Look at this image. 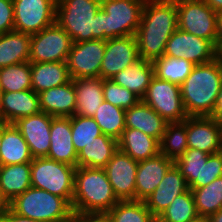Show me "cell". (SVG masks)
Masks as SVG:
<instances>
[{
	"mask_svg": "<svg viewBox=\"0 0 222 222\" xmlns=\"http://www.w3.org/2000/svg\"><path fill=\"white\" fill-rule=\"evenodd\" d=\"M103 96L105 101L122 109L131 108L141 100L136 94L118 85L112 79H103Z\"/></svg>",
	"mask_w": 222,
	"mask_h": 222,
	"instance_id": "cell-41",
	"label": "cell"
},
{
	"mask_svg": "<svg viewBox=\"0 0 222 222\" xmlns=\"http://www.w3.org/2000/svg\"><path fill=\"white\" fill-rule=\"evenodd\" d=\"M141 100L167 122H181L188 117L183 105L180 86L169 81L154 76Z\"/></svg>",
	"mask_w": 222,
	"mask_h": 222,
	"instance_id": "cell-10",
	"label": "cell"
},
{
	"mask_svg": "<svg viewBox=\"0 0 222 222\" xmlns=\"http://www.w3.org/2000/svg\"><path fill=\"white\" fill-rule=\"evenodd\" d=\"M146 0H101L105 11L104 41L135 36Z\"/></svg>",
	"mask_w": 222,
	"mask_h": 222,
	"instance_id": "cell-7",
	"label": "cell"
},
{
	"mask_svg": "<svg viewBox=\"0 0 222 222\" xmlns=\"http://www.w3.org/2000/svg\"><path fill=\"white\" fill-rule=\"evenodd\" d=\"M14 30V6L12 0H0V34Z\"/></svg>",
	"mask_w": 222,
	"mask_h": 222,
	"instance_id": "cell-43",
	"label": "cell"
},
{
	"mask_svg": "<svg viewBox=\"0 0 222 222\" xmlns=\"http://www.w3.org/2000/svg\"><path fill=\"white\" fill-rule=\"evenodd\" d=\"M31 163L0 165V193L9 203L31 187Z\"/></svg>",
	"mask_w": 222,
	"mask_h": 222,
	"instance_id": "cell-28",
	"label": "cell"
},
{
	"mask_svg": "<svg viewBox=\"0 0 222 222\" xmlns=\"http://www.w3.org/2000/svg\"><path fill=\"white\" fill-rule=\"evenodd\" d=\"M164 55L184 58L195 65H200L218 58L219 50L210 40L177 28L166 43Z\"/></svg>",
	"mask_w": 222,
	"mask_h": 222,
	"instance_id": "cell-12",
	"label": "cell"
},
{
	"mask_svg": "<svg viewBox=\"0 0 222 222\" xmlns=\"http://www.w3.org/2000/svg\"><path fill=\"white\" fill-rule=\"evenodd\" d=\"M209 222H222V209L208 218Z\"/></svg>",
	"mask_w": 222,
	"mask_h": 222,
	"instance_id": "cell-51",
	"label": "cell"
},
{
	"mask_svg": "<svg viewBox=\"0 0 222 222\" xmlns=\"http://www.w3.org/2000/svg\"><path fill=\"white\" fill-rule=\"evenodd\" d=\"M71 80L66 61L31 63L32 90L36 94Z\"/></svg>",
	"mask_w": 222,
	"mask_h": 222,
	"instance_id": "cell-26",
	"label": "cell"
},
{
	"mask_svg": "<svg viewBox=\"0 0 222 222\" xmlns=\"http://www.w3.org/2000/svg\"><path fill=\"white\" fill-rule=\"evenodd\" d=\"M14 30L35 34L56 22L57 0H12Z\"/></svg>",
	"mask_w": 222,
	"mask_h": 222,
	"instance_id": "cell-11",
	"label": "cell"
},
{
	"mask_svg": "<svg viewBox=\"0 0 222 222\" xmlns=\"http://www.w3.org/2000/svg\"><path fill=\"white\" fill-rule=\"evenodd\" d=\"M160 153L175 162L188 149L186 119L181 122H168L159 142Z\"/></svg>",
	"mask_w": 222,
	"mask_h": 222,
	"instance_id": "cell-32",
	"label": "cell"
},
{
	"mask_svg": "<svg viewBox=\"0 0 222 222\" xmlns=\"http://www.w3.org/2000/svg\"><path fill=\"white\" fill-rule=\"evenodd\" d=\"M167 123L164 118L142 100L131 108L125 109L126 128L140 130L159 142L165 132Z\"/></svg>",
	"mask_w": 222,
	"mask_h": 222,
	"instance_id": "cell-23",
	"label": "cell"
},
{
	"mask_svg": "<svg viewBox=\"0 0 222 222\" xmlns=\"http://www.w3.org/2000/svg\"><path fill=\"white\" fill-rule=\"evenodd\" d=\"M207 5L215 12L222 11V0H205Z\"/></svg>",
	"mask_w": 222,
	"mask_h": 222,
	"instance_id": "cell-49",
	"label": "cell"
},
{
	"mask_svg": "<svg viewBox=\"0 0 222 222\" xmlns=\"http://www.w3.org/2000/svg\"><path fill=\"white\" fill-rule=\"evenodd\" d=\"M176 7L180 30L210 40L217 47V12L205 0H176Z\"/></svg>",
	"mask_w": 222,
	"mask_h": 222,
	"instance_id": "cell-8",
	"label": "cell"
},
{
	"mask_svg": "<svg viewBox=\"0 0 222 222\" xmlns=\"http://www.w3.org/2000/svg\"><path fill=\"white\" fill-rule=\"evenodd\" d=\"M39 94L32 89L4 92L1 104V121L13 124L18 119L39 113Z\"/></svg>",
	"mask_w": 222,
	"mask_h": 222,
	"instance_id": "cell-22",
	"label": "cell"
},
{
	"mask_svg": "<svg viewBox=\"0 0 222 222\" xmlns=\"http://www.w3.org/2000/svg\"><path fill=\"white\" fill-rule=\"evenodd\" d=\"M153 77L154 67L152 62L140 58L129 67L114 75L111 79L142 99Z\"/></svg>",
	"mask_w": 222,
	"mask_h": 222,
	"instance_id": "cell-30",
	"label": "cell"
},
{
	"mask_svg": "<svg viewBox=\"0 0 222 222\" xmlns=\"http://www.w3.org/2000/svg\"><path fill=\"white\" fill-rule=\"evenodd\" d=\"M105 11L100 8L97 12V40H104Z\"/></svg>",
	"mask_w": 222,
	"mask_h": 222,
	"instance_id": "cell-46",
	"label": "cell"
},
{
	"mask_svg": "<svg viewBox=\"0 0 222 222\" xmlns=\"http://www.w3.org/2000/svg\"><path fill=\"white\" fill-rule=\"evenodd\" d=\"M0 222H41V221L22 217L14 213L10 208H8L5 215L0 220Z\"/></svg>",
	"mask_w": 222,
	"mask_h": 222,
	"instance_id": "cell-45",
	"label": "cell"
},
{
	"mask_svg": "<svg viewBox=\"0 0 222 222\" xmlns=\"http://www.w3.org/2000/svg\"><path fill=\"white\" fill-rule=\"evenodd\" d=\"M198 216L192 191L188 189L175 197L170 205L156 219V222H189Z\"/></svg>",
	"mask_w": 222,
	"mask_h": 222,
	"instance_id": "cell-38",
	"label": "cell"
},
{
	"mask_svg": "<svg viewBox=\"0 0 222 222\" xmlns=\"http://www.w3.org/2000/svg\"><path fill=\"white\" fill-rule=\"evenodd\" d=\"M118 201L103 168L76 167L73 213H107Z\"/></svg>",
	"mask_w": 222,
	"mask_h": 222,
	"instance_id": "cell-3",
	"label": "cell"
},
{
	"mask_svg": "<svg viewBox=\"0 0 222 222\" xmlns=\"http://www.w3.org/2000/svg\"><path fill=\"white\" fill-rule=\"evenodd\" d=\"M8 208L9 203L1 196L0 193V220L3 218Z\"/></svg>",
	"mask_w": 222,
	"mask_h": 222,
	"instance_id": "cell-50",
	"label": "cell"
},
{
	"mask_svg": "<svg viewBox=\"0 0 222 222\" xmlns=\"http://www.w3.org/2000/svg\"><path fill=\"white\" fill-rule=\"evenodd\" d=\"M74 222H111L107 213L83 212L74 213Z\"/></svg>",
	"mask_w": 222,
	"mask_h": 222,
	"instance_id": "cell-44",
	"label": "cell"
},
{
	"mask_svg": "<svg viewBox=\"0 0 222 222\" xmlns=\"http://www.w3.org/2000/svg\"><path fill=\"white\" fill-rule=\"evenodd\" d=\"M51 144L46 158L77 167V152L74 149L71 117H52Z\"/></svg>",
	"mask_w": 222,
	"mask_h": 222,
	"instance_id": "cell-20",
	"label": "cell"
},
{
	"mask_svg": "<svg viewBox=\"0 0 222 222\" xmlns=\"http://www.w3.org/2000/svg\"><path fill=\"white\" fill-rule=\"evenodd\" d=\"M105 47L104 40L73 42L66 59L71 79L100 77Z\"/></svg>",
	"mask_w": 222,
	"mask_h": 222,
	"instance_id": "cell-13",
	"label": "cell"
},
{
	"mask_svg": "<svg viewBox=\"0 0 222 222\" xmlns=\"http://www.w3.org/2000/svg\"><path fill=\"white\" fill-rule=\"evenodd\" d=\"M32 160L33 156L21 132L14 124L2 122L0 165L31 163Z\"/></svg>",
	"mask_w": 222,
	"mask_h": 222,
	"instance_id": "cell-24",
	"label": "cell"
},
{
	"mask_svg": "<svg viewBox=\"0 0 222 222\" xmlns=\"http://www.w3.org/2000/svg\"><path fill=\"white\" fill-rule=\"evenodd\" d=\"M186 134L188 148L209 155L222 151V124L210 116L187 117Z\"/></svg>",
	"mask_w": 222,
	"mask_h": 222,
	"instance_id": "cell-16",
	"label": "cell"
},
{
	"mask_svg": "<svg viewBox=\"0 0 222 222\" xmlns=\"http://www.w3.org/2000/svg\"><path fill=\"white\" fill-rule=\"evenodd\" d=\"M73 146L77 154L96 137L102 135L99 125L93 117L73 115L71 117Z\"/></svg>",
	"mask_w": 222,
	"mask_h": 222,
	"instance_id": "cell-40",
	"label": "cell"
},
{
	"mask_svg": "<svg viewBox=\"0 0 222 222\" xmlns=\"http://www.w3.org/2000/svg\"><path fill=\"white\" fill-rule=\"evenodd\" d=\"M40 110L52 117H72L75 115L76 93L73 79L39 93Z\"/></svg>",
	"mask_w": 222,
	"mask_h": 222,
	"instance_id": "cell-21",
	"label": "cell"
},
{
	"mask_svg": "<svg viewBox=\"0 0 222 222\" xmlns=\"http://www.w3.org/2000/svg\"><path fill=\"white\" fill-rule=\"evenodd\" d=\"M139 59L138 44L135 36L107 39L100 77L102 79H111Z\"/></svg>",
	"mask_w": 222,
	"mask_h": 222,
	"instance_id": "cell-15",
	"label": "cell"
},
{
	"mask_svg": "<svg viewBox=\"0 0 222 222\" xmlns=\"http://www.w3.org/2000/svg\"><path fill=\"white\" fill-rule=\"evenodd\" d=\"M118 149L138 162L160 153L157 139L133 128H125L118 140Z\"/></svg>",
	"mask_w": 222,
	"mask_h": 222,
	"instance_id": "cell-27",
	"label": "cell"
},
{
	"mask_svg": "<svg viewBox=\"0 0 222 222\" xmlns=\"http://www.w3.org/2000/svg\"><path fill=\"white\" fill-rule=\"evenodd\" d=\"M76 93L75 114L85 117H94L97 109L104 101L103 79L81 78L73 79Z\"/></svg>",
	"mask_w": 222,
	"mask_h": 222,
	"instance_id": "cell-25",
	"label": "cell"
},
{
	"mask_svg": "<svg viewBox=\"0 0 222 222\" xmlns=\"http://www.w3.org/2000/svg\"><path fill=\"white\" fill-rule=\"evenodd\" d=\"M52 116L40 111L14 122L29 146L33 158L47 157L51 144L50 127Z\"/></svg>",
	"mask_w": 222,
	"mask_h": 222,
	"instance_id": "cell-17",
	"label": "cell"
},
{
	"mask_svg": "<svg viewBox=\"0 0 222 222\" xmlns=\"http://www.w3.org/2000/svg\"><path fill=\"white\" fill-rule=\"evenodd\" d=\"M219 57H220L221 60H222V48L219 50Z\"/></svg>",
	"mask_w": 222,
	"mask_h": 222,
	"instance_id": "cell-56",
	"label": "cell"
},
{
	"mask_svg": "<svg viewBox=\"0 0 222 222\" xmlns=\"http://www.w3.org/2000/svg\"><path fill=\"white\" fill-rule=\"evenodd\" d=\"M62 222H74V214L71 218L65 220V221H62Z\"/></svg>",
	"mask_w": 222,
	"mask_h": 222,
	"instance_id": "cell-55",
	"label": "cell"
},
{
	"mask_svg": "<svg viewBox=\"0 0 222 222\" xmlns=\"http://www.w3.org/2000/svg\"><path fill=\"white\" fill-rule=\"evenodd\" d=\"M118 150V141L100 135L77 154V167L104 168Z\"/></svg>",
	"mask_w": 222,
	"mask_h": 222,
	"instance_id": "cell-31",
	"label": "cell"
},
{
	"mask_svg": "<svg viewBox=\"0 0 222 222\" xmlns=\"http://www.w3.org/2000/svg\"><path fill=\"white\" fill-rule=\"evenodd\" d=\"M177 28L176 0H146L135 34L139 57L150 62L162 57L167 41Z\"/></svg>",
	"mask_w": 222,
	"mask_h": 222,
	"instance_id": "cell-1",
	"label": "cell"
},
{
	"mask_svg": "<svg viewBox=\"0 0 222 222\" xmlns=\"http://www.w3.org/2000/svg\"><path fill=\"white\" fill-rule=\"evenodd\" d=\"M107 214L111 222H156L144 201H118Z\"/></svg>",
	"mask_w": 222,
	"mask_h": 222,
	"instance_id": "cell-36",
	"label": "cell"
},
{
	"mask_svg": "<svg viewBox=\"0 0 222 222\" xmlns=\"http://www.w3.org/2000/svg\"><path fill=\"white\" fill-rule=\"evenodd\" d=\"M188 189L185 178L174 164L167 171L154 192L144 202L147 209L157 219L175 197L183 194Z\"/></svg>",
	"mask_w": 222,
	"mask_h": 222,
	"instance_id": "cell-19",
	"label": "cell"
},
{
	"mask_svg": "<svg viewBox=\"0 0 222 222\" xmlns=\"http://www.w3.org/2000/svg\"><path fill=\"white\" fill-rule=\"evenodd\" d=\"M1 143H2V121H0V149H1Z\"/></svg>",
	"mask_w": 222,
	"mask_h": 222,
	"instance_id": "cell-54",
	"label": "cell"
},
{
	"mask_svg": "<svg viewBox=\"0 0 222 222\" xmlns=\"http://www.w3.org/2000/svg\"><path fill=\"white\" fill-rule=\"evenodd\" d=\"M222 176V151L210 154L200 170V188Z\"/></svg>",
	"mask_w": 222,
	"mask_h": 222,
	"instance_id": "cell-42",
	"label": "cell"
},
{
	"mask_svg": "<svg viewBox=\"0 0 222 222\" xmlns=\"http://www.w3.org/2000/svg\"><path fill=\"white\" fill-rule=\"evenodd\" d=\"M101 0H57L56 22L73 42L97 39V12Z\"/></svg>",
	"mask_w": 222,
	"mask_h": 222,
	"instance_id": "cell-5",
	"label": "cell"
},
{
	"mask_svg": "<svg viewBox=\"0 0 222 222\" xmlns=\"http://www.w3.org/2000/svg\"><path fill=\"white\" fill-rule=\"evenodd\" d=\"M198 216L209 218L222 209V176L207 186L192 189Z\"/></svg>",
	"mask_w": 222,
	"mask_h": 222,
	"instance_id": "cell-34",
	"label": "cell"
},
{
	"mask_svg": "<svg viewBox=\"0 0 222 222\" xmlns=\"http://www.w3.org/2000/svg\"><path fill=\"white\" fill-rule=\"evenodd\" d=\"M9 208L17 215L41 222H62L74 214L64 198L36 187L17 195L9 202Z\"/></svg>",
	"mask_w": 222,
	"mask_h": 222,
	"instance_id": "cell-4",
	"label": "cell"
},
{
	"mask_svg": "<svg viewBox=\"0 0 222 222\" xmlns=\"http://www.w3.org/2000/svg\"><path fill=\"white\" fill-rule=\"evenodd\" d=\"M76 167L55 160L33 158L31 161V187H36L64 198L72 205L74 173Z\"/></svg>",
	"mask_w": 222,
	"mask_h": 222,
	"instance_id": "cell-6",
	"label": "cell"
},
{
	"mask_svg": "<svg viewBox=\"0 0 222 222\" xmlns=\"http://www.w3.org/2000/svg\"><path fill=\"white\" fill-rule=\"evenodd\" d=\"M0 88L3 92L32 89L31 63L28 61L0 68Z\"/></svg>",
	"mask_w": 222,
	"mask_h": 222,
	"instance_id": "cell-37",
	"label": "cell"
},
{
	"mask_svg": "<svg viewBox=\"0 0 222 222\" xmlns=\"http://www.w3.org/2000/svg\"><path fill=\"white\" fill-rule=\"evenodd\" d=\"M3 91L2 89L0 88V121H1V104H2V98H3Z\"/></svg>",
	"mask_w": 222,
	"mask_h": 222,
	"instance_id": "cell-53",
	"label": "cell"
},
{
	"mask_svg": "<svg viewBox=\"0 0 222 222\" xmlns=\"http://www.w3.org/2000/svg\"><path fill=\"white\" fill-rule=\"evenodd\" d=\"M209 154L198 149L188 148L174 164L180 170L190 190L200 188V170L207 162Z\"/></svg>",
	"mask_w": 222,
	"mask_h": 222,
	"instance_id": "cell-39",
	"label": "cell"
},
{
	"mask_svg": "<svg viewBox=\"0 0 222 222\" xmlns=\"http://www.w3.org/2000/svg\"><path fill=\"white\" fill-rule=\"evenodd\" d=\"M93 119L99 125L102 134L117 141L121 138L126 128L125 109L114 106L105 100L97 109Z\"/></svg>",
	"mask_w": 222,
	"mask_h": 222,
	"instance_id": "cell-35",
	"label": "cell"
},
{
	"mask_svg": "<svg viewBox=\"0 0 222 222\" xmlns=\"http://www.w3.org/2000/svg\"><path fill=\"white\" fill-rule=\"evenodd\" d=\"M189 222H209L208 221V218H205V217H197L196 219L192 220V221H189Z\"/></svg>",
	"mask_w": 222,
	"mask_h": 222,
	"instance_id": "cell-52",
	"label": "cell"
},
{
	"mask_svg": "<svg viewBox=\"0 0 222 222\" xmlns=\"http://www.w3.org/2000/svg\"><path fill=\"white\" fill-rule=\"evenodd\" d=\"M221 84L220 57L206 64L195 65L190 75L180 85L181 97L188 117L211 116Z\"/></svg>",
	"mask_w": 222,
	"mask_h": 222,
	"instance_id": "cell-2",
	"label": "cell"
},
{
	"mask_svg": "<svg viewBox=\"0 0 222 222\" xmlns=\"http://www.w3.org/2000/svg\"><path fill=\"white\" fill-rule=\"evenodd\" d=\"M216 34H217V48H222V11L217 12L216 22Z\"/></svg>",
	"mask_w": 222,
	"mask_h": 222,
	"instance_id": "cell-48",
	"label": "cell"
},
{
	"mask_svg": "<svg viewBox=\"0 0 222 222\" xmlns=\"http://www.w3.org/2000/svg\"><path fill=\"white\" fill-rule=\"evenodd\" d=\"M138 161L119 149L103 168L120 201L135 200V182Z\"/></svg>",
	"mask_w": 222,
	"mask_h": 222,
	"instance_id": "cell-14",
	"label": "cell"
},
{
	"mask_svg": "<svg viewBox=\"0 0 222 222\" xmlns=\"http://www.w3.org/2000/svg\"><path fill=\"white\" fill-rule=\"evenodd\" d=\"M73 39L57 23L31 35L30 63L66 61Z\"/></svg>",
	"mask_w": 222,
	"mask_h": 222,
	"instance_id": "cell-9",
	"label": "cell"
},
{
	"mask_svg": "<svg viewBox=\"0 0 222 222\" xmlns=\"http://www.w3.org/2000/svg\"><path fill=\"white\" fill-rule=\"evenodd\" d=\"M152 64L155 77L179 86L190 75L195 66V64L184 58H175L165 55L154 60Z\"/></svg>",
	"mask_w": 222,
	"mask_h": 222,
	"instance_id": "cell-33",
	"label": "cell"
},
{
	"mask_svg": "<svg viewBox=\"0 0 222 222\" xmlns=\"http://www.w3.org/2000/svg\"><path fill=\"white\" fill-rule=\"evenodd\" d=\"M174 162L159 153L138 162L135 182V200L145 201L157 188Z\"/></svg>",
	"mask_w": 222,
	"mask_h": 222,
	"instance_id": "cell-18",
	"label": "cell"
},
{
	"mask_svg": "<svg viewBox=\"0 0 222 222\" xmlns=\"http://www.w3.org/2000/svg\"><path fill=\"white\" fill-rule=\"evenodd\" d=\"M210 117L215 119L218 123L222 124V84H221L220 92L218 94L216 106Z\"/></svg>",
	"mask_w": 222,
	"mask_h": 222,
	"instance_id": "cell-47",
	"label": "cell"
},
{
	"mask_svg": "<svg viewBox=\"0 0 222 222\" xmlns=\"http://www.w3.org/2000/svg\"><path fill=\"white\" fill-rule=\"evenodd\" d=\"M31 35L18 31L0 34V68L28 62Z\"/></svg>",
	"mask_w": 222,
	"mask_h": 222,
	"instance_id": "cell-29",
	"label": "cell"
}]
</instances>
